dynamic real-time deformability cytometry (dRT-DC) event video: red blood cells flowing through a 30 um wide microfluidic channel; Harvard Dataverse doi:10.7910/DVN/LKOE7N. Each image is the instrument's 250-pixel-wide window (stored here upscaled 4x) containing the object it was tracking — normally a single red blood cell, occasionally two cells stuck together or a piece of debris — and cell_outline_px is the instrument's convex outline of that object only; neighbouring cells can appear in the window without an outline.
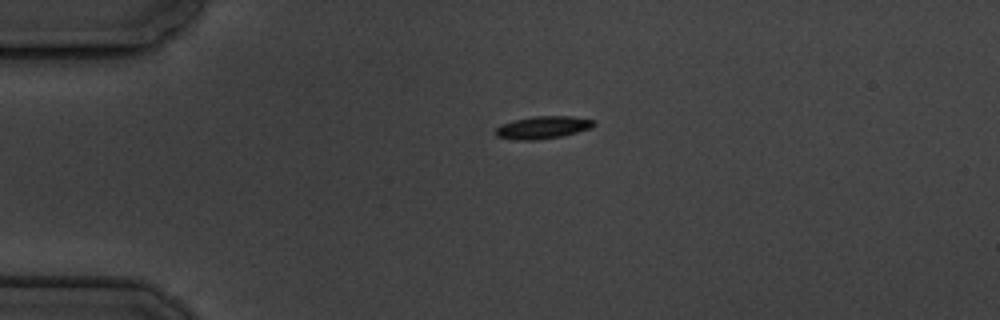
{"species": "common noctule bat (a hibernating species)", "species_latin": "Nyctalus noctula", "temperature_condition": "cold", "stored_images_in_passage": 5, "camera_frame_rate_fps": 3000, "um_per_image_px": 0.085, "animal": {"sex": "male", "body_mass_g": 19.5, "forearm_length_mm": 54.6}, "frame": {"image": 1, "passage_image": 1, "time_ms": 0.0, "image_size_px": [1000, 320], "cell_outline_px": [[596, 124], [592, 128], [560, 136], [536, 140], [516, 140], [496, 136], [492, 132], [496, 128], [504, 124], [516, 120], [536, 116], [572, 116], [596, 120]], "centroid_in_image_um": [46.16, 10.83], "position_along_channel_um": 38.8, "area_um2": 12.83}}
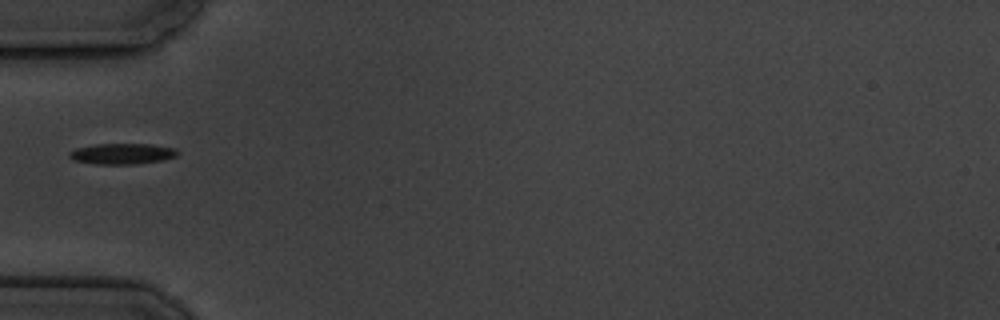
{"frame": {"image": 2, "passage_image": 2, "time_ms": 2.0, "image_size_px": [1000, 320], "cell_outline_px": [[180, 152], [176, 156], [164, 160], [136, 164], [96, 164], [72, 160], [68, 156], [68, 152], [76, 148], [96, 144], [152, 144], [176, 148]], "centroid_in_image_um": [10.4, 13.07], "position_along_channel_um": 74.6, "area_um2": 13.29}}